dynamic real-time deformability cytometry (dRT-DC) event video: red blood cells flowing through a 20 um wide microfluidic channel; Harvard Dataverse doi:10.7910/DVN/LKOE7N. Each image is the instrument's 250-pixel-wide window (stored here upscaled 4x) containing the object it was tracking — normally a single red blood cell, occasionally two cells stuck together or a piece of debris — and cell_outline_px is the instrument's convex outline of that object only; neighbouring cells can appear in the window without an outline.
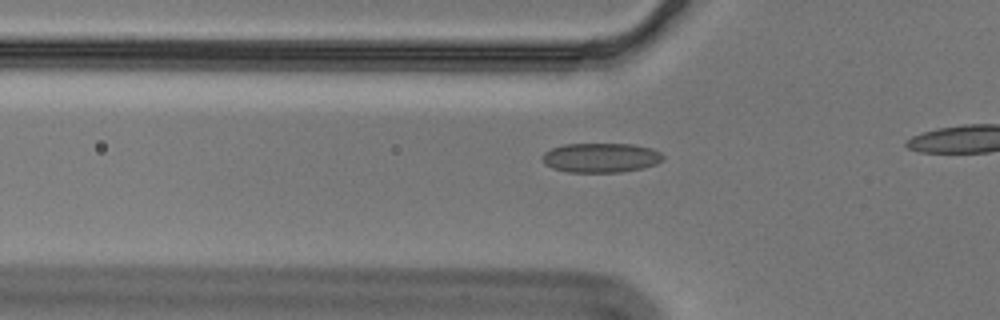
{"species": "Egyptian fruit bat (a non-hibernating species)", "species_latin": "Rousettus aegyptiacus", "temperature_condition": "cold", "stored_images_in_passage": 27, "camera_frame_rate_fps": 3000, "um_per_image_px": 0.085, "animal": {"sex": "male"}, "frame": {"image": 1, "passage_image": 14, "time_ms": 4.333, "image_size_px": [1000, 320], "cell_outline_px": [[664, 160], [656, 164], [644, 168], [620, 172], [568, 172], [552, 168], [544, 164], [544, 152], [552, 148], [564, 144], [632, 144], [652, 148], [660, 152], [664, 156]], "centroid_in_image_um": [51.11, 13.41], "position_along_channel_um": 74.7, "area_um2": 20.81}}
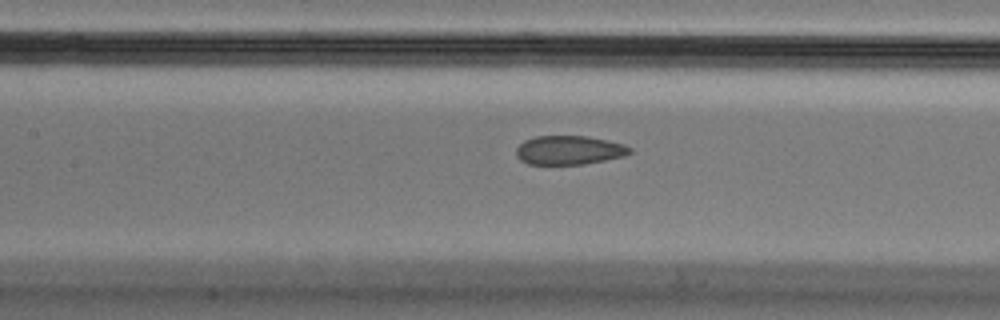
{"frame": {"image": 2, "passage_image": 21, "time_ms": 6.667, "image_size_px": [1000, 320], "cell_outline_px": [[632, 152], [624, 156], [584, 164], [528, 164], [520, 160], [516, 156], [516, 148], [524, 140], [536, 136], [584, 136], [624, 144], [632, 148]], "centroid_in_image_um": [48.35, 12.76], "position_along_channel_um": 159.0, "area_um2": 19.07}}
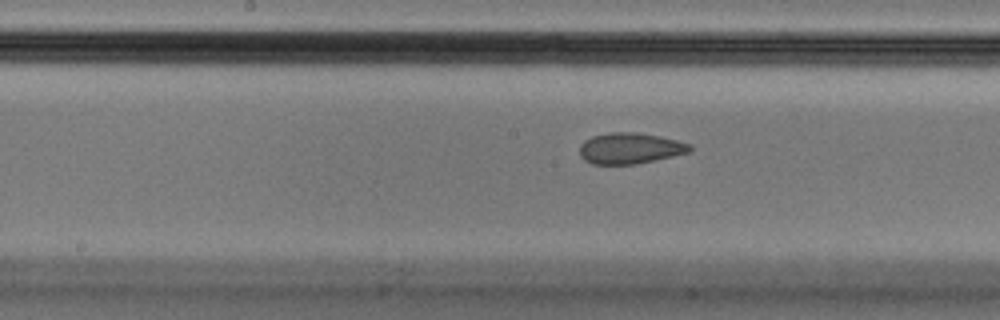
{"frame": {"image": 3, "passage_image": 24, "time_ms": 7.667, "image_size_px": [1000, 320], "cell_outline_px": [[692, 148], [688, 152], [672, 156], [632, 164], [592, 164], [584, 160], [580, 156], [580, 144], [584, 140], [592, 136], [608, 132], [636, 132], [660, 136], [692, 144]], "centroid_in_image_um": [53.51, 12.59], "position_along_channel_um": 194.7, "area_um2": 19.83}}